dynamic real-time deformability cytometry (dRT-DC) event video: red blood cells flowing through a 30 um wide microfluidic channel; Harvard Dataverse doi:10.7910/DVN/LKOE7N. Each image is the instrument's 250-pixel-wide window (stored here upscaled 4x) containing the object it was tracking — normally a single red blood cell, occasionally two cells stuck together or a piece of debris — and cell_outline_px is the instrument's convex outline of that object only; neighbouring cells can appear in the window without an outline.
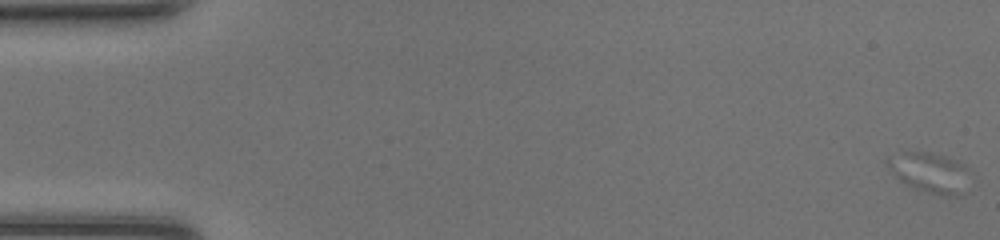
{"species": "common noctule bat (a hibernating species)", "species_latin": "Nyctalus noctula", "temperature_condition": "room temperature", "stored_images_in_passage": 36, "camera_frame_rate_fps": 3000, "um_per_image_px": 0.085, "animal": {"sex": "female", "body_mass_g": 20.0, "forearm_length_mm": 54.0}, "frame": {"image": 1, "passage_image": 1, "time_ms": 0.0, "image_size_px": [1000, 240], "cell_outline_px": [[968, 168], [960, 196], [944, 196], [928, 192], [916, 188], [900, 180], [884, 164], [884, 160], [888, 156], [904, 152], [932, 152], [948, 156], [964, 164]], "centroid_in_image_um": [78.97, 14.62], "position_along_channel_um": 6.0, "area_um2": 19.02}}
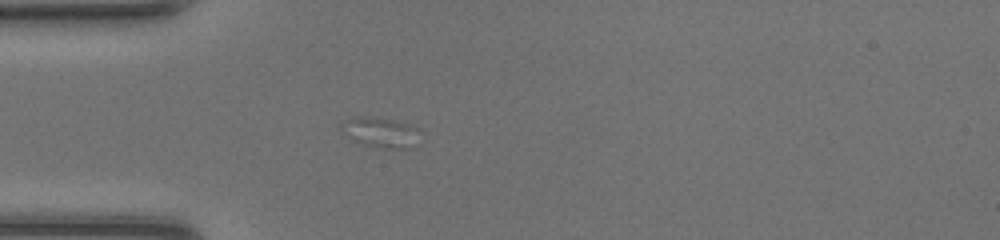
{"frame": {"image": 2, "passage_image": 16, "time_ms": 5.0, "image_size_px": [1000, 240], "cell_outline_px": [[420, 144], [412, 148], [384, 148], [364, 144], [352, 140], [340, 128], [340, 120], [356, 116], [380, 116], [412, 124], [416, 128]], "centroid_in_image_um": [32.35, 11.21], "position_along_channel_um": 52.6, "area_um2": 14.33}}